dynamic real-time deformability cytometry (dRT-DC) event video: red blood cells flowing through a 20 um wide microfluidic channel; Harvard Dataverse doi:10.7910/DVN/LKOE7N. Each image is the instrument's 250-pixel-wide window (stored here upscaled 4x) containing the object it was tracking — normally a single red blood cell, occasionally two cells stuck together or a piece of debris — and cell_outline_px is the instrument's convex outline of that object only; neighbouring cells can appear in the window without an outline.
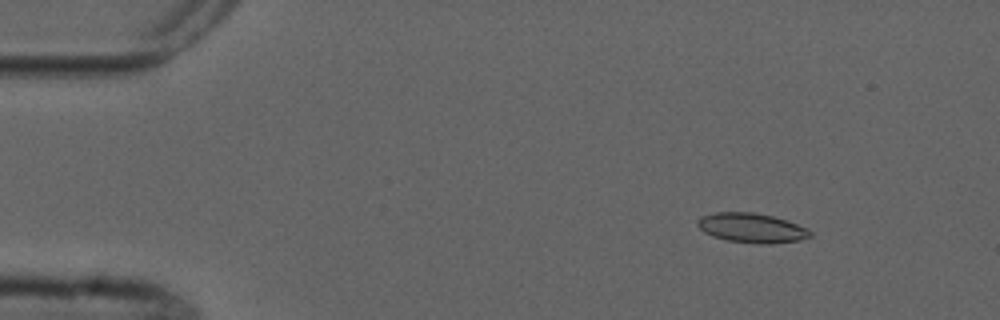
{"species": "common noctule bat (a hibernating species)", "species_latin": "Nyctalus noctula", "temperature_condition": "cold", "stored_images_in_passage": 6, "camera_frame_rate_fps": 3000, "um_per_image_px": 0.085, "animal": {"sex": "male", "forearm_length_mm": 52.5}, "frame": {"image": 1, "passage_image": 2, "time_ms": 1.0, "image_size_px": [1000, 320], "cell_outline_px": [[812, 236], [800, 240], [772, 244], [760, 244], [728, 240], [712, 236], [704, 232], [696, 224], [696, 220], [700, 216], [716, 212], [752, 212], [772, 216], [788, 220], [808, 228], [812, 232]], "centroid_in_image_um": [63.91, 19.37], "position_along_channel_um": 21.1, "area_um2": 19.59}}
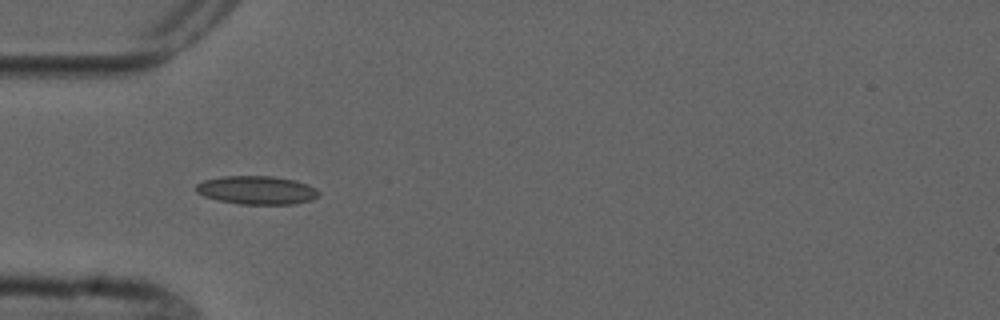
{"frame": {"image": 2, "passage_image": 5, "time_ms": 4.333, "image_size_px": [1000, 320], "cell_outline_px": [[320, 196], [312, 200], [296, 204], [240, 204], [216, 200], [204, 196], [196, 192], [196, 184], [204, 180], [224, 176], [272, 176], [296, 180], [308, 184], [316, 188], [320, 192]], "centroid_in_image_um": [21.86, 16.16], "position_along_channel_um": 63.1, "area_um2": 20.58}}
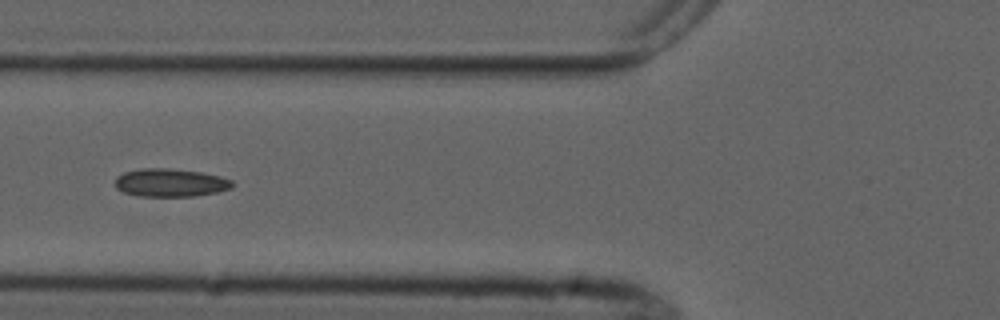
{"frame": {"image": 3, "passage_image": 6, "time_ms": 5.667, "image_size_px": [1000, 320], "cell_outline_px": [[236, 184], [232, 188], [220, 192], [196, 196], [136, 196], [124, 192], [116, 188], [116, 176], [124, 172], [140, 168], [168, 168], [200, 172], [220, 176], [232, 180]], "centroid_in_image_um": [14.52, 15.53], "position_along_channel_um": 111.3, "area_um2": 19.42}}